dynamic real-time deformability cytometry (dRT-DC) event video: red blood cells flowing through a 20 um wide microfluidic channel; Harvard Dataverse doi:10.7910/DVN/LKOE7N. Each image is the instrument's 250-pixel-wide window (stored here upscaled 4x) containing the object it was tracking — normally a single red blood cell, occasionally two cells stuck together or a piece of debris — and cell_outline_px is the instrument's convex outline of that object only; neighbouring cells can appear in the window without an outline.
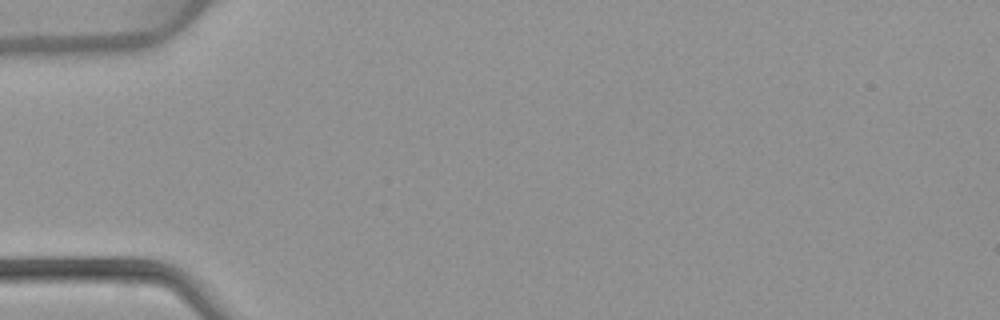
{"species": "common noctule bat (a hibernating species)", "species_latin": "Nyctalus noctula", "temperature_condition": "warm", "stored_images_in_passage": 2, "camera_frame_rate_fps": 3000, "um_per_image_px": 0.085, "animal": {"sex": "female", "body_mass_g": 22.7, "forearm_length_mm": 54.2}, "frame": {"image": 1, "passage_image": 1, "time_ms": 0.0, "image_size_px": [1000, 320], "cell_outline_px": [[116, 284], [112, 284], [32, 280], [56, 260], [100, 260], [116, 280]], "centroid_in_image_um": [6.57, 23.14], "position_along_channel_um": 78.4, "area_um2": 10.52}}